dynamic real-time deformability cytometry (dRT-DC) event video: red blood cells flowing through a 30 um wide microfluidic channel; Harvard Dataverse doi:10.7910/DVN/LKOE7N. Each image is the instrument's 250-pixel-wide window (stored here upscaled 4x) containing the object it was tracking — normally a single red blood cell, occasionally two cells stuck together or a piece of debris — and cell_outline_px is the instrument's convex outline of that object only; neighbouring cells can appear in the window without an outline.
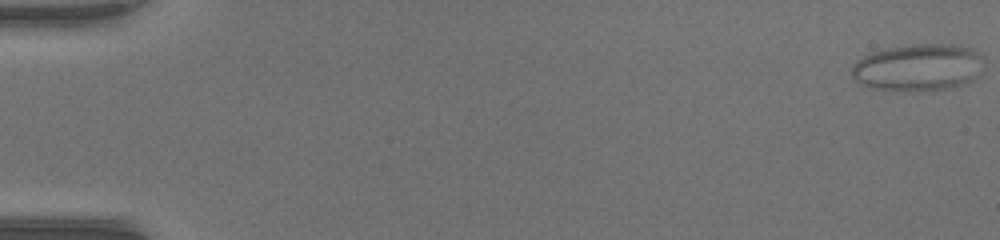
{"species": "common noctule bat (a hibernating species)", "species_latin": "Nyctalus noctula", "temperature_condition": "warm", "stored_images_in_passage": 52, "camera_frame_rate_fps": 3000, "um_per_image_px": 0.085, "animal": {"sex": "female", "body_mass_g": 17.0, "forearm_length_mm": 48.0}, "frame": {"image": 1, "passage_image": 1, "time_ms": 0.0, "image_size_px": [1000, 240], "cell_outline_px": [[984, 60], [976, 76], [972, 80], [964, 84], [952, 88], [912, 92], [904, 92], [872, 88], [856, 80], [852, 76], [852, 64], [856, 60], [872, 52], [888, 48], [912, 44], [952, 44], [972, 48], [980, 52], [984, 56]], "centroid_in_image_um": [78.06, 5.74], "position_along_channel_um": 6.9, "area_um2": 36.65}}
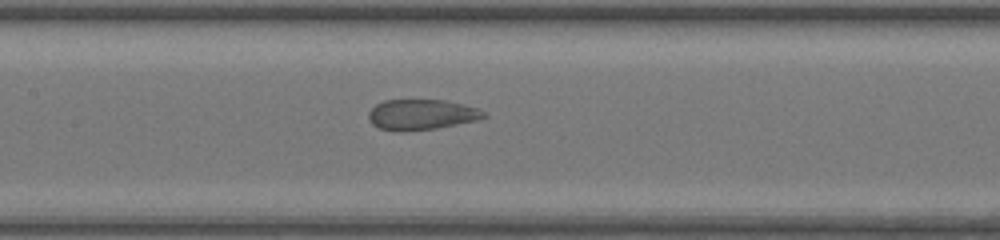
{"frame": {"image": 2, "passage_image": 26, "time_ms": 8.333, "image_size_px": [1000, 240], "cell_outline_px": [[488, 116], [476, 120], [436, 128], [400, 132], [396, 132], [380, 128], [372, 124], [368, 116], [368, 112], [376, 104], [384, 100], [444, 100], [476, 108], [484, 112]], "centroid_in_image_um": [35.78, 9.75], "position_along_channel_um": 171.6, "area_um2": 20.29}}
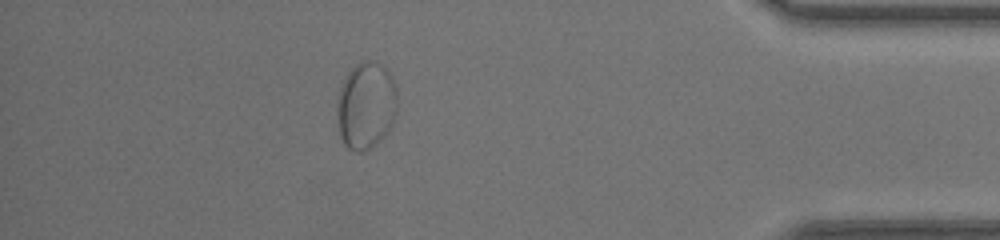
{"frame": {"image": 3, "passage_image": 46, "time_ms": 15.0, "image_size_px": [1000, 240], "cell_outline_px": [[396, 112], [392, 124], [388, 132], [364, 152], [356, 152], [348, 148], [344, 144], [340, 136], [336, 108], [336, 100], [344, 76], [356, 64], [364, 60], [376, 60], [388, 68], [396, 84]], "centroid_in_image_um": [31.1, 8.92], "position_along_channel_um": 404.1, "area_um2": 31.1}}